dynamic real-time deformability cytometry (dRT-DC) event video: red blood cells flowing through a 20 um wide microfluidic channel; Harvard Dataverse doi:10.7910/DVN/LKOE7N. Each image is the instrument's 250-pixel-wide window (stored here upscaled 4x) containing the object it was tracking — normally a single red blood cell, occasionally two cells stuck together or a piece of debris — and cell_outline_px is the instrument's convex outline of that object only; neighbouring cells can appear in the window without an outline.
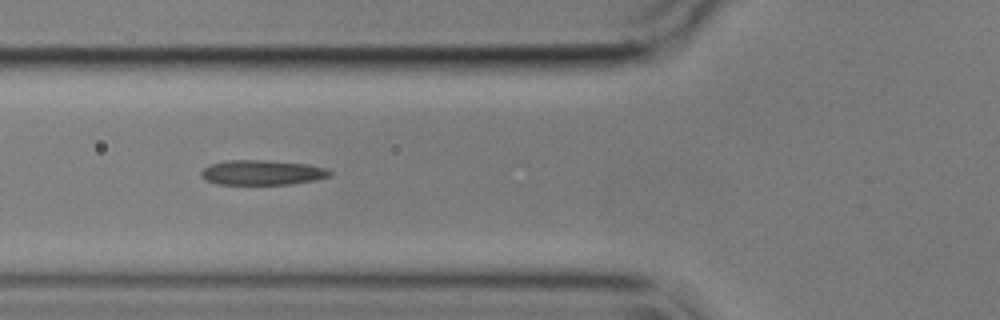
{"species": "common noctule bat (a hibernating species)", "species_latin": "Nyctalus noctula", "temperature_condition": "cold", "stored_images_in_passage": 47, "camera_frame_rate_fps": 3000, "um_per_image_px": 0.085, "animal": {"sex": "male", "body_mass_g": 17.9}, "frame": {"image": 1, "passage_image": 14, "time_ms": 4.333, "image_size_px": [1000, 320], "cell_outline_px": [[332, 176], [316, 180], [292, 184], [216, 184], [204, 180], [200, 176], [200, 172], [204, 168], [212, 164], [224, 160], [268, 160], [308, 164], [328, 168], [332, 172]], "centroid_in_image_um": [22.31, 14.66], "position_along_channel_um": 103.5, "area_um2": 18.96}}
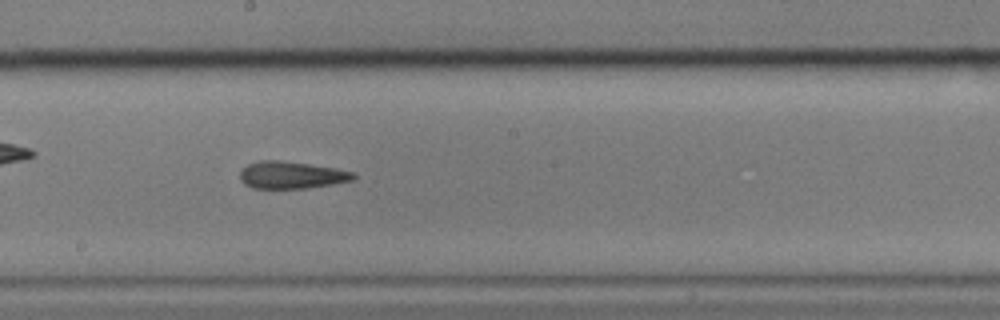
{"frame": {"image": 2, "passage_image": 24, "time_ms": 7.667, "image_size_px": [1000, 320], "cell_outline_px": [[356, 180], [308, 188], [252, 188], [244, 184], [240, 180], [240, 172], [248, 164], [260, 160], [280, 160], [336, 168], [356, 172]], "centroid_in_image_um": [24.81, 14.88], "position_along_channel_um": 223.4, "area_um2": 18.09}}
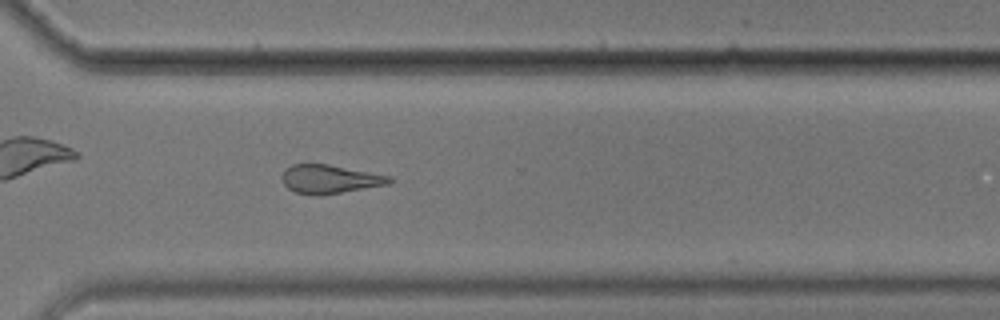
{"frame": {"image": 3, "passage_image": 34, "time_ms": 11.0, "image_size_px": [1000, 320], "cell_outline_px": [[392, 180], [388, 184], [316, 196], [296, 192], [288, 188], [284, 184], [280, 176], [284, 168], [292, 164], [328, 164], [392, 176]], "centroid_in_image_um": [27.98, 15.21], "position_along_channel_um": 342.6, "area_um2": 17.86}, "authors_computed_cell_mechanics": {"area_um2": 18.9006, "velocity_mm_per_s": 3.5837, "shape_relaxation_time_tau1_ms": 4.8618, "shape_relaxation_time_tau2_ms": 3.6206, "deformation_change_tau1": 0.1276, "deformation_change_tau2": 0.1267}}